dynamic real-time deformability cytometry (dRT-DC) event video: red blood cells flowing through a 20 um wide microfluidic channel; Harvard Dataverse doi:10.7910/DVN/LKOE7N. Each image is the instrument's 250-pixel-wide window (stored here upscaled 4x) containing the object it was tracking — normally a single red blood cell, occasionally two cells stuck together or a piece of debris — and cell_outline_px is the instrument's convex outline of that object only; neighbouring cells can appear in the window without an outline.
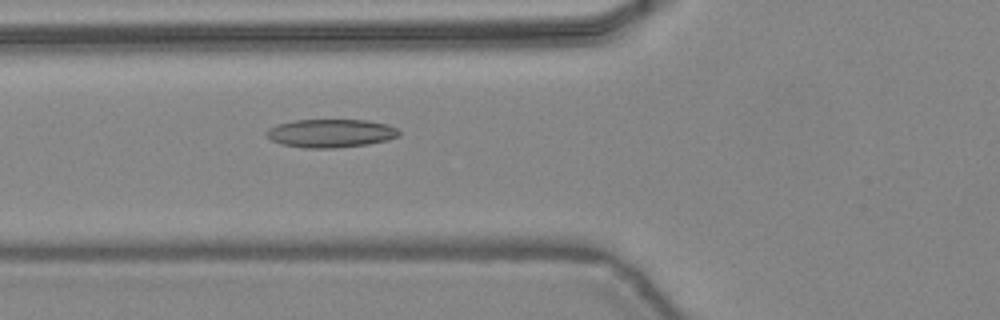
{"species": "common noctule bat (a hibernating species)", "species_latin": "Nyctalus noctula", "temperature_condition": "warm", "stored_images_in_passage": 36, "camera_frame_rate_fps": 3000, "um_per_image_px": 0.085, "animal": {"sex": "female", "body_mass_g": 24.6, "forearm_length_mm": 56.2}, "frame": {"image": 1, "passage_image": 7, "time_ms": 2.0, "image_size_px": [1000, 320], "cell_outline_px": [[400, 136], [388, 140], [368, 144], [336, 148], [304, 148], [280, 144], [272, 140], [264, 132], [268, 128], [276, 124], [292, 120], [368, 120], [388, 124], [396, 128], [400, 132]], "centroid_in_image_um": [28.11, 11.32], "position_along_channel_um": 97.7, "area_um2": 22.14}}
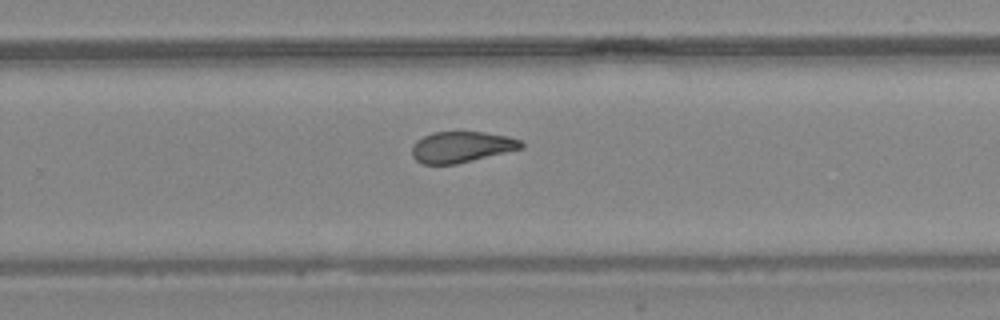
{"frame": {"image": 2, "passage_image": 20, "time_ms": 6.333, "image_size_px": [1000, 320], "cell_outline_px": [[524, 148], [456, 164], [420, 164], [412, 156], [412, 144], [416, 140], [432, 132], [484, 132], [508, 136], [520, 140], [524, 144]], "centroid_in_image_um": [39.21, 12.49], "position_along_channel_um": 290.6, "area_um2": 19.83}}
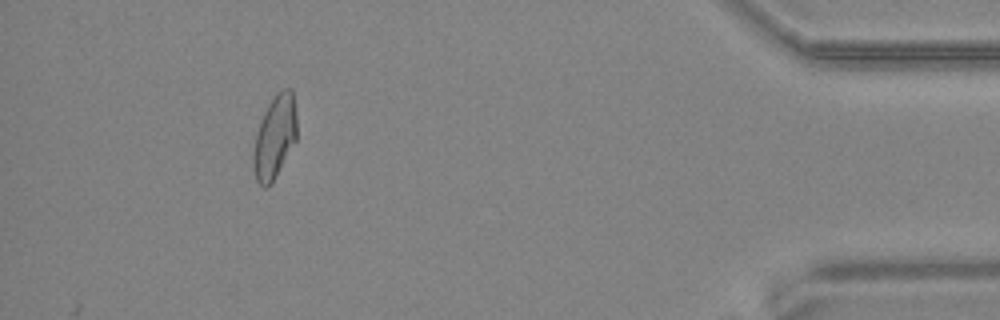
{"frame": {"image": 3, "passage_image": 32, "time_ms": 10.333, "image_size_px": [1000, 320], "cell_outline_px": [[296, 140], [272, 184], [268, 188], [264, 188], [256, 180], [252, 168], [252, 152], [256, 132], [260, 120], [268, 104], [276, 92], [280, 88], [292, 88], [296, 116]], "centroid_in_image_um": [23.32, 11.66], "position_along_channel_um": 411.9, "area_um2": 21.5}, "authors_computed_cell_mechanics": {"area_um2": 20.8658, "velocity_mm_per_s": 4.4569, "shape_relaxation_time_tau1_ms": null, "shape_relaxation_time_tau2_ms": 4.7447, "deformation_change_tau1": null, "deformation_change_tau2": 0.1292}}